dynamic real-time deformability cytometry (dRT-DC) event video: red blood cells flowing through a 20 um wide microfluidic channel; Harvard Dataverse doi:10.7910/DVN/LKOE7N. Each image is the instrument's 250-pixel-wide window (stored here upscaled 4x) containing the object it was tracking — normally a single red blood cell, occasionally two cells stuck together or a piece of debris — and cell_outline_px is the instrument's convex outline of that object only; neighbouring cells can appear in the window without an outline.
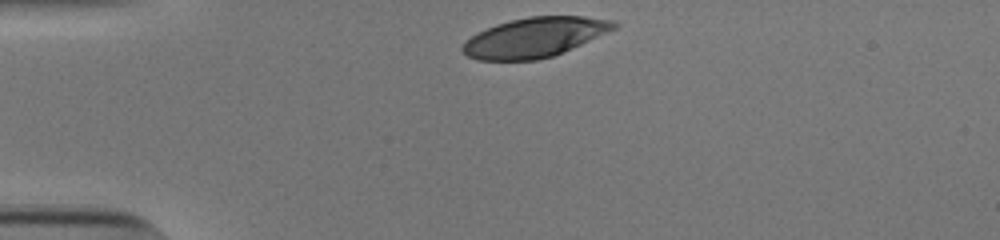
{"species": "human", "species_latin": "Homo sapiens", "temperature_condition": "cold", "stored_images_in_passage": 32, "camera_frame_rate_fps": 3000, "um_per_image_px": 0.085, "donor": {"sex": "male"}, "frame": {"image": 1, "passage_image": 1, "time_ms": 0.0, "image_size_px": [1000, 240], "cell_outline_px": [[620, 24], [616, 28], [580, 44], [552, 56], [536, 60], [476, 60], [468, 56], [460, 48], [464, 40], [476, 32], [496, 24], [528, 16], [584, 16], [616, 20]], "centroid_in_image_um": [45.41, 3.16], "position_along_channel_um": 39.6, "area_um2": 34.97}}
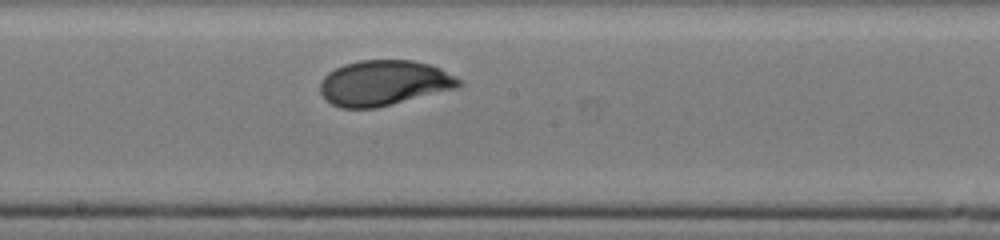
{"frame": {"image": 2, "passage_image": 18, "time_ms": 5.667, "image_size_px": [1000, 240], "cell_outline_px": [[464, 84], [460, 88], [376, 108], [340, 108], [332, 104], [320, 92], [320, 84], [324, 76], [328, 72], [344, 64], [360, 60], [412, 60], [428, 64], [440, 68], [464, 80]], "centroid_in_image_um": [32.7, 7.05], "position_along_channel_um": 215.5, "area_um2": 36.93}}
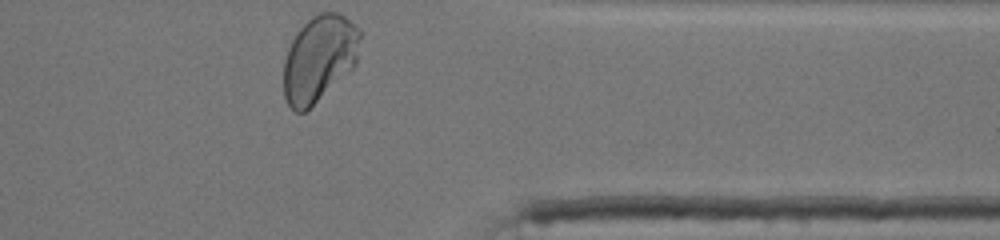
{"frame": {"image": 3, "passage_image": 32, "time_ms": 10.333, "image_size_px": [1000, 240], "cell_outline_px": [[364, 32], [356, 64], [352, 68], [304, 112], [296, 112], [288, 104], [284, 96], [284, 60], [288, 48], [296, 32], [312, 16], [320, 12], [336, 12], [344, 16], [360, 28]], "centroid_in_image_um": [27.16, 4.92], "position_along_channel_um": 384.2, "area_um2": 38.44}, "authors_computed_cell_mechanics": {"area_um2": 36.4718, "velocity_mm_per_s": 3.7999, "shape_relaxation_time_tau1_ms": 3.0492, "shape_relaxation_time_tau2_ms": null, "deformation_change_tau1": 0.1643, "deformation_change_tau2": null}}